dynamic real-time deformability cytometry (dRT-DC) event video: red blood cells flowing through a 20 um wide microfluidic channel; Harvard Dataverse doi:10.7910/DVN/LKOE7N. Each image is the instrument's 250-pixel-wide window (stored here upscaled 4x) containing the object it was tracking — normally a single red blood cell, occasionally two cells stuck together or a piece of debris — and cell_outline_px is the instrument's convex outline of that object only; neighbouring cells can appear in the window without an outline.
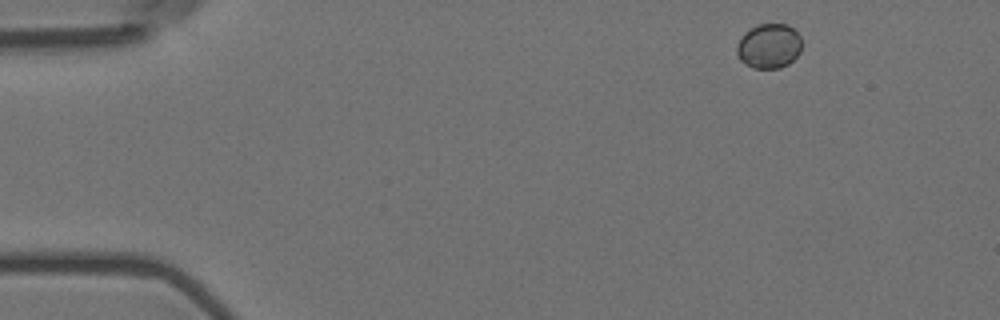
{"species": "Egyptian fruit bat (a non-hibernating species)", "species_latin": "Rousettus aegyptiacus", "temperature_condition": "room temperature", "stored_images_in_passage": 4, "camera_frame_rate_fps": 3000, "um_per_image_px": 0.085, "animal": {"sex": "female"}, "frame": {"image": 1, "passage_image": 1, "time_ms": 0.0, "image_size_px": [1000, 320], "cell_outline_px": [[800, 52], [788, 64], [780, 68], [752, 68], [740, 60], [736, 52], [736, 44], [744, 32], [760, 24], [788, 24], [800, 36]], "centroid_in_image_um": [65.33, 3.92], "position_along_channel_um": 19.7, "area_um2": 16.88}}